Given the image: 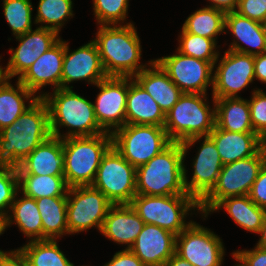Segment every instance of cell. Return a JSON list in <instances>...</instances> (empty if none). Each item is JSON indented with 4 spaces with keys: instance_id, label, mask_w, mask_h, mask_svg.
<instances>
[{
    "instance_id": "1",
    "label": "cell",
    "mask_w": 266,
    "mask_h": 266,
    "mask_svg": "<svg viewBox=\"0 0 266 266\" xmlns=\"http://www.w3.org/2000/svg\"><path fill=\"white\" fill-rule=\"evenodd\" d=\"M50 136L48 107L38 98L15 122L0 130V164L17 166Z\"/></svg>"
},
{
    "instance_id": "2",
    "label": "cell",
    "mask_w": 266,
    "mask_h": 266,
    "mask_svg": "<svg viewBox=\"0 0 266 266\" xmlns=\"http://www.w3.org/2000/svg\"><path fill=\"white\" fill-rule=\"evenodd\" d=\"M49 93H39L38 98H42L48 107L51 136L64 139L106 133L96 120L91 101L72 88H59ZM60 127H67L68 132L61 134Z\"/></svg>"
},
{
    "instance_id": "3",
    "label": "cell",
    "mask_w": 266,
    "mask_h": 266,
    "mask_svg": "<svg viewBox=\"0 0 266 266\" xmlns=\"http://www.w3.org/2000/svg\"><path fill=\"white\" fill-rule=\"evenodd\" d=\"M125 25L98 26L93 40L107 76L134 77L148 67L140 64V38L132 22Z\"/></svg>"
},
{
    "instance_id": "4",
    "label": "cell",
    "mask_w": 266,
    "mask_h": 266,
    "mask_svg": "<svg viewBox=\"0 0 266 266\" xmlns=\"http://www.w3.org/2000/svg\"><path fill=\"white\" fill-rule=\"evenodd\" d=\"M181 143L172 142L160 154L136 168V195L187 194Z\"/></svg>"
},
{
    "instance_id": "5",
    "label": "cell",
    "mask_w": 266,
    "mask_h": 266,
    "mask_svg": "<svg viewBox=\"0 0 266 266\" xmlns=\"http://www.w3.org/2000/svg\"><path fill=\"white\" fill-rule=\"evenodd\" d=\"M64 177L68 187L91 186L103 156L112 147V135L68 137L62 139Z\"/></svg>"
},
{
    "instance_id": "6",
    "label": "cell",
    "mask_w": 266,
    "mask_h": 266,
    "mask_svg": "<svg viewBox=\"0 0 266 266\" xmlns=\"http://www.w3.org/2000/svg\"><path fill=\"white\" fill-rule=\"evenodd\" d=\"M206 95L183 93L165 114L164 129L172 142L208 136L215 128V99L211 109Z\"/></svg>"
},
{
    "instance_id": "7",
    "label": "cell",
    "mask_w": 266,
    "mask_h": 266,
    "mask_svg": "<svg viewBox=\"0 0 266 266\" xmlns=\"http://www.w3.org/2000/svg\"><path fill=\"white\" fill-rule=\"evenodd\" d=\"M130 205L145 224L157 225L176 236L192 222L185 220L188 212H200L199 202L189 194L135 195Z\"/></svg>"
},
{
    "instance_id": "8",
    "label": "cell",
    "mask_w": 266,
    "mask_h": 266,
    "mask_svg": "<svg viewBox=\"0 0 266 266\" xmlns=\"http://www.w3.org/2000/svg\"><path fill=\"white\" fill-rule=\"evenodd\" d=\"M266 162V145L254 156L223 165L213 189L199 202L201 214L209 211L227 197L248 195Z\"/></svg>"
},
{
    "instance_id": "9",
    "label": "cell",
    "mask_w": 266,
    "mask_h": 266,
    "mask_svg": "<svg viewBox=\"0 0 266 266\" xmlns=\"http://www.w3.org/2000/svg\"><path fill=\"white\" fill-rule=\"evenodd\" d=\"M111 135L112 146L136 168L172 143L164 127L154 125L125 124Z\"/></svg>"
},
{
    "instance_id": "10",
    "label": "cell",
    "mask_w": 266,
    "mask_h": 266,
    "mask_svg": "<svg viewBox=\"0 0 266 266\" xmlns=\"http://www.w3.org/2000/svg\"><path fill=\"white\" fill-rule=\"evenodd\" d=\"M113 204H130L136 195V167L112 146L103 156L91 185Z\"/></svg>"
},
{
    "instance_id": "11",
    "label": "cell",
    "mask_w": 266,
    "mask_h": 266,
    "mask_svg": "<svg viewBox=\"0 0 266 266\" xmlns=\"http://www.w3.org/2000/svg\"><path fill=\"white\" fill-rule=\"evenodd\" d=\"M113 204L92 186L70 187L67 192V224L69 235L96 227L99 232Z\"/></svg>"
},
{
    "instance_id": "12",
    "label": "cell",
    "mask_w": 266,
    "mask_h": 266,
    "mask_svg": "<svg viewBox=\"0 0 266 266\" xmlns=\"http://www.w3.org/2000/svg\"><path fill=\"white\" fill-rule=\"evenodd\" d=\"M204 139L193 159V176L188 181L187 170L184 167V184L187 194L193 196L200 202L216 185L218 176L223 167V162L215 146L213 139L208 136H198L187 139L181 143L183 148L184 160L187 150L197 141Z\"/></svg>"
},
{
    "instance_id": "13",
    "label": "cell",
    "mask_w": 266,
    "mask_h": 266,
    "mask_svg": "<svg viewBox=\"0 0 266 266\" xmlns=\"http://www.w3.org/2000/svg\"><path fill=\"white\" fill-rule=\"evenodd\" d=\"M175 253L193 266H221L225 249L218 235L192 221L176 236Z\"/></svg>"
},
{
    "instance_id": "14",
    "label": "cell",
    "mask_w": 266,
    "mask_h": 266,
    "mask_svg": "<svg viewBox=\"0 0 266 266\" xmlns=\"http://www.w3.org/2000/svg\"><path fill=\"white\" fill-rule=\"evenodd\" d=\"M168 74L171 81L182 93L207 94V88L213 89L214 66L194 57L176 53L154 59Z\"/></svg>"
},
{
    "instance_id": "15",
    "label": "cell",
    "mask_w": 266,
    "mask_h": 266,
    "mask_svg": "<svg viewBox=\"0 0 266 266\" xmlns=\"http://www.w3.org/2000/svg\"><path fill=\"white\" fill-rule=\"evenodd\" d=\"M215 68L212 98L239 97L238 92L255 80L254 56L250 54L226 50Z\"/></svg>"
},
{
    "instance_id": "16",
    "label": "cell",
    "mask_w": 266,
    "mask_h": 266,
    "mask_svg": "<svg viewBox=\"0 0 266 266\" xmlns=\"http://www.w3.org/2000/svg\"><path fill=\"white\" fill-rule=\"evenodd\" d=\"M95 86L100 89L93 103L96 120L112 134L125 125L128 77L107 76Z\"/></svg>"
},
{
    "instance_id": "17",
    "label": "cell",
    "mask_w": 266,
    "mask_h": 266,
    "mask_svg": "<svg viewBox=\"0 0 266 266\" xmlns=\"http://www.w3.org/2000/svg\"><path fill=\"white\" fill-rule=\"evenodd\" d=\"M59 37L54 30L43 27L15 36L19 45L16 49L10 48L11 57L5 68L0 66V76L10 80L18 76L19 79L39 56L61 39Z\"/></svg>"
},
{
    "instance_id": "18",
    "label": "cell",
    "mask_w": 266,
    "mask_h": 266,
    "mask_svg": "<svg viewBox=\"0 0 266 266\" xmlns=\"http://www.w3.org/2000/svg\"><path fill=\"white\" fill-rule=\"evenodd\" d=\"M68 44L64 41L61 88H73L68 84L79 80L96 85L107 77L100 60L98 47L93 40L71 53Z\"/></svg>"
},
{
    "instance_id": "19",
    "label": "cell",
    "mask_w": 266,
    "mask_h": 266,
    "mask_svg": "<svg viewBox=\"0 0 266 266\" xmlns=\"http://www.w3.org/2000/svg\"><path fill=\"white\" fill-rule=\"evenodd\" d=\"M176 235L154 224H145L129 248L146 266H164L175 253Z\"/></svg>"
},
{
    "instance_id": "20",
    "label": "cell",
    "mask_w": 266,
    "mask_h": 266,
    "mask_svg": "<svg viewBox=\"0 0 266 266\" xmlns=\"http://www.w3.org/2000/svg\"><path fill=\"white\" fill-rule=\"evenodd\" d=\"M64 59V41L61 38L48 51L44 52L26 70L19 80L34 95L47 85H53V90L61 88L62 66Z\"/></svg>"
},
{
    "instance_id": "21",
    "label": "cell",
    "mask_w": 266,
    "mask_h": 266,
    "mask_svg": "<svg viewBox=\"0 0 266 266\" xmlns=\"http://www.w3.org/2000/svg\"><path fill=\"white\" fill-rule=\"evenodd\" d=\"M225 29L234 36L228 50L253 56L266 52V25L240 15L228 12L225 16ZM241 44H245L242 46ZM249 46V47H246Z\"/></svg>"
},
{
    "instance_id": "22",
    "label": "cell",
    "mask_w": 266,
    "mask_h": 266,
    "mask_svg": "<svg viewBox=\"0 0 266 266\" xmlns=\"http://www.w3.org/2000/svg\"><path fill=\"white\" fill-rule=\"evenodd\" d=\"M18 175H64L61 138L50 136L17 166Z\"/></svg>"
},
{
    "instance_id": "23",
    "label": "cell",
    "mask_w": 266,
    "mask_h": 266,
    "mask_svg": "<svg viewBox=\"0 0 266 266\" xmlns=\"http://www.w3.org/2000/svg\"><path fill=\"white\" fill-rule=\"evenodd\" d=\"M209 136L215 143L223 165L252 157L266 145L255 132H229L216 125Z\"/></svg>"
},
{
    "instance_id": "24",
    "label": "cell",
    "mask_w": 266,
    "mask_h": 266,
    "mask_svg": "<svg viewBox=\"0 0 266 266\" xmlns=\"http://www.w3.org/2000/svg\"><path fill=\"white\" fill-rule=\"evenodd\" d=\"M144 225V221L130 204L112 205L107 212L100 233L116 244L127 245L126 249H129Z\"/></svg>"
},
{
    "instance_id": "25",
    "label": "cell",
    "mask_w": 266,
    "mask_h": 266,
    "mask_svg": "<svg viewBox=\"0 0 266 266\" xmlns=\"http://www.w3.org/2000/svg\"><path fill=\"white\" fill-rule=\"evenodd\" d=\"M165 114L152 96L133 77H128L125 124L164 127Z\"/></svg>"
},
{
    "instance_id": "26",
    "label": "cell",
    "mask_w": 266,
    "mask_h": 266,
    "mask_svg": "<svg viewBox=\"0 0 266 266\" xmlns=\"http://www.w3.org/2000/svg\"><path fill=\"white\" fill-rule=\"evenodd\" d=\"M148 65L151 68L146 67L133 79L152 96L166 114L183 93L155 60L149 61Z\"/></svg>"
},
{
    "instance_id": "27",
    "label": "cell",
    "mask_w": 266,
    "mask_h": 266,
    "mask_svg": "<svg viewBox=\"0 0 266 266\" xmlns=\"http://www.w3.org/2000/svg\"><path fill=\"white\" fill-rule=\"evenodd\" d=\"M19 192L15 195L9 214L3 218V231L15 223L29 241L43 240L42 219L36 200L25 195L18 198Z\"/></svg>"
},
{
    "instance_id": "28",
    "label": "cell",
    "mask_w": 266,
    "mask_h": 266,
    "mask_svg": "<svg viewBox=\"0 0 266 266\" xmlns=\"http://www.w3.org/2000/svg\"><path fill=\"white\" fill-rule=\"evenodd\" d=\"M215 125L229 132H254L247 99L241 97L214 98Z\"/></svg>"
},
{
    "instance_id": "29",
    "label": "cell",
    "mask_w": 266,
    "mask_h": 266,
    "mask_svg": "<svg viewBox=\"0 0 266 266\" xmlns=\"http://www.w3.org/2000/svg\"><path fill=\"white\" fill-rule=\"evenodd\" d=\"M16 88L10 79L0 76V130L10 126L30 105L38 99L19 80ZM28 101V106L25 104ZM30 100V101H29Z\"/></svg>"
},
{
    "instance_id": "30",
    "label": "cell",
    "mask_w": 266,
    "mask_h": 266,
    "mask_svg": "<svg viewBox=\"0 0 266 266\" xmlns=\"http://www.w3.org/2000/svg\"><path fill=\"white\" fill-rule=\"evenodd\" d=\"M222 208L239 227L253 233L259 232L266 216V209L256 205L248 195L227 197L219 201L209 213Z\"/></svg>"
},
{
    "instance_id": "31",
    "label": "cell",
    "mask_w": 266,
    "mask_h": 266,
    "mask_svg": "<svg viewBox=\"0 0 266 266\" xmlns=\"http://www.w3.org/2000/svg\"><path fill=\"white\" fill-rule=\"evenodd\" d=\"M36 204L42 219L43 240H57L69 234L67 197H43L36 199Z\"/></svg>"
},
{
    "instance_id": "32",
    "label": "cell",
    "mask_w": 266,
    "mask_h": 266,
    "mask_svg": "<svg viewBox=\"0 0 266 266\" xmlns=\"http://www.w3.org/2000/svg\"><path fill=\"white\" fill-rule=\"evenodd\" d=\"M28 266H73L60 250L57 240L30 241L17 249Z\"/></svg>"
},
{
    "instance_id": "33",
    "label": "cell",
    "mask_w": 266,
    "mask_h": 266,
    "mask_svg": "<svg viewBox=\"0 0 266 266\" xmlns=\"http://www.w3.org/2000/svg\"><path fill=\"white\" fill-rule=\"evenodd\" d=\"M18 187L23 195L35 200L43 197H67L69 189L64 175H18Z\"/></svg>"
},
{
    "instance_id": "34",
    "label": "cell",
    "mask_w": 266,
    "mask_h": 266,
    "mask_svg": "<svg viewBox=\"0 0 266 266\" xmlns=\"http://www.w3.org/2000/svg\"><path fill=\"white\" fill-rule=\"evenodd\" d=\"M225 16V12L216 8H200L185 20L182 28L188 33L213 39L217 43L218 34L227 32L225 31Z\"/></svg>"
},
{
    "instance_id": "35",
    "label": "cell",
    "mask_w": 266,
    "mask_h": 266,
    "mask_svg": "<svg viewBox=\"0 0 266 266\" xmlns=\"http://www.w3.org/2000/svg\"><path fill=\"white\" fill-rule=\"evenodd\" d=\"M72 8V0H39L34 23L59 34L65 22L74 16Z\"/></svg>"
},
{
    "instance_id": "36",
    "label": "cell",
    "mask_w": 266,
    "mask_h": 266,
    "mask_svg": "<svg viewBox=\"0 0 266 266\" xmlns=\"http://www.w3.org/2000/svg\"><path fill=\"white\" fill-rule=\"evenodd\" d=\"M177 51L181 54L210 62L213 66L218 62L220 53L213 39L186 32L183 28L179 36Z\"/></svg>"
},
{
    "instance_id": "37",
    "label": "cell",
    "mask_w": 266,
    "mask_h": 266,
    "mask_svg": "<svg viewBox=\"0 0 266 266\" xmlns=\"http://www.w3.org/2000/svg\"><path fill=\"white\" fill-rule=\"evenodd\" d=\"M3 10L14 36L25 34L32 29L31 0H3Z\"/></svg>"
},
{
    "instance_id": "38",
    "label": "cell",
    "mask_w": 266,
    "mask_h": 266,
    "mask_svg": "<svg viewBox=\"0 0 266 266\" xmlns=\"http://www.w3.org/2000/svg\"><path fill=\"white\" fill-rule=\"evenodd\" d=\"M129 0H93L94 17L99 26L121 25L127 18Z\"/></svg>"
},
{
    "instance_id": "39",
    "label": "cell",
    "mask_w": 266,
    "mask_h": 266,
    "mask_svg": "<svg viewBox=\"0 0 266 266\" xmlns=\"http://www.w3.org/2000/svg\"><path fill=\"white\" fill-rule=\"evenodd\" d=\"M18 171L16 166L0 164V217L9 212L18 189Z\"/></svg>"
},
{
    "instance_id": "40",
    "label": "cell",
    "mask_w": 266,
    "mask_h": 266,
    "mask_svg": "<svg viewBox=\"0 0 266 266\" xmlns=\"http://www.w3.org/2000/svg\"><path fill=\"white\" fill-rule=\"evenodd\" d=\"M248 103L253 130L266 142V92L253 90Z\"/></svg>"
},
{
    "instance_id": "41",
    "label": "cell",
    "mask_w": 266,
    "mask_h": 266,
    "mask_svg": "<svg viewBox=\"0 0 266 266\" xmlns=\"http://www.w3.org/2000/svg\"><path fill=\"white\" fill-rule=\"evenodd\" d=\"M236 12L251 20L266 24V0H239Z\"/></svg>"
},
{
    "instance_id": "42",
    "label": "cell",
    "mask_w": 266,
    "mask_h": 266,
    "mask_svg": "<svg viewBox=\"0 0 266 266\" xmlns=\"http://www.w3.org/2000/svg\"><path fill=\"white\" fill-rule=\"evenodd\" d=\"M248 196L256 205L266 209V162L261 167Z\"/></svg>"
},
{
    "instance_id": "43",
    "label": "cell",
    "mask_w": 266,
    "mask_h": 266,
    "mask_svg": "<svg viewBox=\"0 0 266 266\" xmlns=\"http://www.w3.org/2000/svg\"><path fill=\"white\" fill-rule=\"evenodd\" d=\"M233 254L245 266H266V249L255 245L251 250H236Z\"/></svg>"
},
{
    "instance_id": "44",
    "label": "cell",
    "mask_w": 266,
    "mask_h": 266,
    "mask_svg": "<svg viewBox=\"0 0 266 266\" xmlns=\"http://www.w3.org/2000/svg\"><path fill=\"white\" fill-rule=\"evenodd\" d=\"M103 266H146L130 249L116 252Z\"/></svg>"
},
{
    "instance_id": "45",
    "label": "cell",
    "mask_w": 266,
    "mask_h": 266,
    "mask_svg": "<svg viewBox=\"0 0 266 266\" xmlns=\"http://www.w3.org/2000/svg\"><path fill=\"white\" fill-rule=\"evenodd\" d=\"M255 79L266 84V52L254 56Z\"/></svg>"
},
{
    "instance_id": "46",
    "label": "cell",
    "mask_w": 266,
    "mask_h": 266,
    "mask_svg": "<svg viewBox=\"0 0 266 266\" xmlns=\"http://www.w3.org/2000/svg\"><path fill=\"white\" fill-rule=\"evenodd\" d=\"M211 3L207 7L216 8L225 13L236 11L239 0H208Z\"/></svg>"
},
{
    "instance_id": "47",
    "label": "cell",
    "mask_w": 266,
    "mask_h": 266,
    "mask_svg": "<svg viewBox=\"0 0 266 266\" xmlns=\"http://www.w3.org/2000/svg\"><path fill=\"white\" fill-rule=\"evenodd\" d=\"M164 266H193L187 260L182 259L176 253H174L165 263Z\"/></svg>"
},
{
    "instance_id": "48",
    "label": "cell",
    "mask_w": 266,
    "mask_h": 266,
    "mask_svg": "<svg viewBox=\"0 0 266 266\" xmlns=\"http://www.w3.org/2000/svg\"><path fill=\"white\" fill-rule=\"evenodd\" d=\"M11 266H28L19 256L17 249L11 251Z\"/></svg>"
},
{
    "instance_id": "49",
    "label": "cell",
    "mask_w": 266,
    "mask_h": 266,
    "mask_svg": "<svg viewBox=\"0 0 266 266\" xmlns=\"http://www.w3.org/2000/svg\"><path fill=\"white\" fill-rule=\"evenodd\" d=\"M257 234H260L261 236L256 245L266 249V216L264 223Z\"/></svg>"
},
{
    "instance_id": "50",
    "label": "cell",
    "mask_w": 266,
    "mask_h": 266,
    "mask_svg": "<svg viewBox=\"0 0 266 266\" xmlns=\"http://www.w3.org/2000/svg\"><path fill=\"white\" fill-rule=\"evenodd\" d=\"M0 266H11V250L5 252L0 250Z\"/></svg>"
},
{
    "instance_id": "51",
    "label": "cell",
    "mask_w": 266,
    "mask_h": 266,
    "mask_svg": "<svg viewBox=\"0 0 266 266\" xmlns=\"http://www.w3.org/2000/svg\"><path fill=\"white\" fill-rule=\"evenodd\" d=\"M232 256H233V258L237 261V262H239L237 265H235V266H245L233 253H232Z\"/></svg>"
},
{
    "instance_id": "52",
    "label": "cell",
    "mask_w": 266,
    "mask_h": 266,
    "mask_svg": "<svg viewBox=\"0 0 266 266\" xmlns=\"http://www.w3.org/2000/svg\"><path fill=\"white\" fill-rule=\"evenodd\" d=\"M3 219L0 217V235L3 234Z\"/></svg>"
}]
</instances>
